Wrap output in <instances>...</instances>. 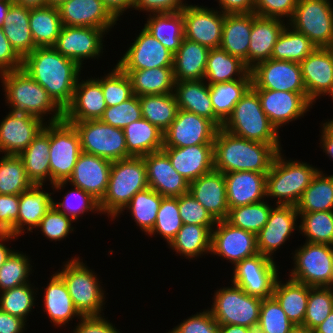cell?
I'll use <instances>...</instances> for the list:
<instances>
[{
    "label": "cell",
    "mask_w": 333,
    "mask_h": 333,
    "mask_svg": "<svg viewBox=\"0 0 333 333\" xmlns=\"http://www.w3.org/2000/svg\"><path fill=\"white\" fill-rule=\"evenodd\" d=\"M19 195L0 194V233L18 237Z\"/></svg>",
    "instance_id": "cell-66"
},
{
    "label": "cell",
    "mask_w": 333,
    "mask_h": 333,
    "mask_svg": "<svg viewBox=\"0 0 333 333\" xmlns=\"http://www.w3.org/2000/svg\"><path fill=\"white\" fill-rule=\"evenodd\" d=\"M313 331L314 333H333V310Z\"/></svg>",
    "instance_id": "cell-76"
},
{
    "label": "cell",
    "mask_w": 333,
    "mask_h": 333,
    "mask_svg": "<svg viewBox=\"0 0 333 333\" xmlns=\"http://www.w3.org/2000/svg\"><path fill=\"white\" fill-rule=\"evenodd\" d=\"M14 3L28 9L42 8L46 6V0H13Z\"/></svg>",
    "instance_id": "cell-77"
},
{
    "label": "cell",
    "mask_w": 333,
    "mask_h": 333,
    "mask_svg": "<svg viewBox=\"0 0 333 333\" xmlns=\"http://www.w3.org/2000/svg\"><path fill=\"white\" fill-rule=\"evenodd\" d=\"M299 214L333 211V174L319 171L296 204Z\"/></svg>",
    "instance_id": "cell-46"
},
{
    "label": "cell",
    "mask_w": 333,
    "mask_h": 333,
    "mask_svg": "<svg viewBox=\"0 0 333 333\" xmlns=\"http://www.w3.org/2000/svg\"><path fill=\"white\" fill-rule=\"evenodd\" d=\"M253 90L258 94L261 108L277 131L280 130L281 126L303 117L314 105L308 99L307 93L266 89Z\"/></svg>",
    "instance_id": "cell-19"
},
{
    "label": "cell",
    "mask_w": 333,
    "mask_h": 333,
    "mask_svg": "<svg viewBox=\"0 0 333 333\" xmlns=\"http://www.w3.org/2000/svg\"><path fill=\"white\" fill-rule=\"evenodd\" d=\"M238 79H251L250 69L245 62L221 48L210 49L204 80H207L209 85H214Z\"/></svg>",
    "instance_id": "cell-38"
},
{
    "label": "cell",
    "mask_w": 333,
    "mask_h": 333,
    "mask_svg": "<svg viewBox=\"0 0 333 333\" xmlns=\"http://www.w3.org/2000/svg\"><path fill=\"white\" fill-rule=\"evenodd\" d=\"M299 232L306 242L333 246V211L299 214Z\"/></svg>",
    "instance_id": "cell-53"
},
{
    "label": "cell",
    "mask_w": 333,
    "mask_h": 333,
    "mask_svg": "<svg viewBox=\"0 0 333 333\" xmlns=\"http://www.w3.org/2000/svg\"><path fill=\"white\" fill-rule=\"evenodd\" d=\"M333 310V289L331 287H311L307 303L304 327L314 330Z\"/></svg>",
    "instance_id": "cell-57"
},
{
    "label": "cell",
    "mask_w": 333,
    "mask_h": 333,
    "mask_svg": "<svg viewBox=\"0 0 333 333\" xmlns=\"http://www.w3.org/2000/svg\"><path fill=\"white\" fill-rule=\"evenodd\" d=\"M81 153L80 136L64 119L50 123V185L67 181Z\"/></svg>",
    "instance_id": "cell-12"
},
{
    "label": "cell",
    "mask_w": 333,
    "mask_h": 333,
    "mask_svg": "<svg viewBox=\"0 0 333 333\" xmlns=\"http://www.w3.org/2000/svg\"><path fill=\"white\" fill-rule=\"evenodd\" d=\"M332 4L331 0H298L288 25L307 36L316 47L333 48Z\"/></svg>",
    "instance_id": "cell-10"
},
{
    "label": "cell",
    "mask_w": 333,
    "mask_h": 333,
    "mask_svg": "<svg viewBox=\"0 0 333 333\" xmlns=\"http://www.w3.org/2000/svg\"><path fill=\"white\" fill-rule=\"evenodd\" d=\"M254 329L239 325H219V333H253Z\"/></svg>",
    "instance_id": "cell-75"
},
{
    "label": "cell",
    "mask_w": 333,
    "mask_h": 333,
    "mask_svg": "<svg viewBox=\"0 0 333 333\" xmlns=\"http://www.w3.org/2000/svg\"><path fill=\"white\" fill-rule=\"evenodd\" d=\"M273 206L263 200L258 203L230 208L226 221L232 226L257 235L266 225Z\"/></svg>",
    "instance_id": "cell-52"
},
{
    "label": "cell",
    "mask_w": 333,
    "mask_h": 333,
    "mask_svg": "<svg viewBox=\"0 0 333 333\" xmlns=\"http://www.w3.org/2000/svg\"><path fill=\"white\" fill-rule=\"evenodd\" d=\"M172 167L189 183L214 169L213 144L163 147Z\"/></svg>",
    "instance_id": "cell-29"
},
{
    "label": "cell",
    "mask_w": 333,
    "mask_h": 333,
    "mask_svg": "<svg viewBox=\"0 0 333 333\" xmlns=\"http://www.w3.org/2000/svg\"><path fill=\"white\" fill-rule=\"evenodd\" d=\"M183 222L178 208V197H163L156 222L148 236L159 234L167 244L177 235Z\"/></svg>",
    "instance_id": "cell-56"
},
{
    "label": "cell",
    "mask_w": 333,
    "mask_h": 333,
    "mask_svg": "<svg viewBox=\"0 0 333 333\" xmlns=\"http://www.w3.org/2000/svg\"><path fill=\"white\" fill-rule=\"evenodd\" d=\"M298 218L296 206L272 207L266 225L256 235L258 253L273 259L274 252L289 240L296 228L299 230Z\"/></svg>",
    "instance_id": "cell-23"
},
{
    "label": "cell",
    "mask_w": 333,
    "mask_h": 333,
    "mask_svg": "<svg viewBox=\"0 0 333 333\" xmlns=\"http://www.w3.org/2000/svg\"><path fill=\"white\" fill-rule=\"evenodd\" d=\"M34 287V288H33ZM35 286L30 283L0 292V310L22 318L27 316L35 306Z\"/></svg>",
    "instance_id": "cell-54"
},
{
    "label": "cell",
    "mask_w": 333,
    "mask_h": 333,
    "mask_svg": "<svg viewBox=\"0 0 333 333\" xmlns=\"http://www.w3.org/2000/svg\"><path fill=\"white\" fill-rule=\"evenodd\" d=\"M214 227L183 224L168 246L186 259L199 258V256L211 252L212 229Z\"/></svg>",
    "instance_id": "cell-43"
},
{
    "label": "cell",
    "mask_w": 333,
    "mask_h": 333,
    "mask_svg": "<svg viewBox=\"0 0 333 333\" xmlns=\"http://www.w3.org/2000/svg\"><path fill=\"white\" fill-rule=\"evenodd\" d=\"M144 28L173 54L184 38L183 15L181 12L149 14Z\"/></svg>",
    "instance_id": "cell-44"
},
{
    "label": "cell",
    "mask_w": 333,
    "mask_h": 333,
    "mask_svg": "<svg viewBox=\"0 0 333 333\" xmlns=\"http://www.w3.org/2000/svg\"><path fill=\"white\" fill-rule=\"evenodd\" d=\"M128 153L142 157L162 150L163 133L158 127L141 118L123 128Z\"/></svg>",
    "instance_id": "cell-42"
},
{
    "label": "cell",
    "mask_w": 333,
    "mask_h": 333,
    "mask_svg": "<svg viewBox=\"0 0 333 333\" xmlns=\"http://www.w3.org/2000/svg\"><path fill=\"white\" fill-rule=\"evenodd\" d=\"M183 0H135L134 10L146 11L151 14L181 12L186 2Z\"/></svg>",
    "instance_id": "cell-67"
},
{
    "label": "cell",
    "mask_w": 333,
    "mask_h": 333,
    "mask_svg": "<svg viewBox=\"0 0 333 333\" xmlns=\"http://www.w3.org/2000/svg\"><path fill=\"white\" fill-rule=\"evenodd\" d=\"M72 257L56 273L63 279L76 310L81 316L102 315L105 292L94 271L86 263Z\"/></svg>",
    "instance_id": "cell-7"
},
{
    "label": "cell",
    "mask_w": 333,
    "mask_h": 333,
    "mask_svg": "<svg viewBox=\"0 0 333 333\" xmlns=\"http://www.w3.org/2000/svg\"><path fill=\"white\" fill-rule=\"evenodd\" d=\"M222 128L247 140L265 144H281L279 131L269 121L261 108L258 94L251 87L236 103Z\"/></svg>",
    "instance_id": "cell-6"
},
{
    "label": "cell",
    "mask_w": 333,
    "mask_h": 333,
    "mask_svg": "<svg viewBox=\"0 0 333 333\" xmlns=\"http://www.w3.org/2000/svg\"><path fill=\"white\" fill-rule=\"evenodd\" d=\"M102 315L82 316L73 333H120L117 327ZM114 325V326H113Z\"/></svg>",
    "instance_id": "cell-68"
},
{
    "label": "cell",
    "mask_w": 333,
    "mask_h": 333,
    "mask_svg": "<svg viewBox=\"0 0 333 333\" xmlns=\"http://www.w3.org/2000/svg\"><path fill=\"white\" fill-rule=\"evenodd\" d=\"M79 77L75 86L73 99L64 110V120L67 122H82L100 119L107 108L101 83L96 78L81 80Z\"/></svg>",
    "instance_id": "cell-27"
},
{
    "label": "cell",
    "mask_w": 333,
    "mask_h": 333,
    "mask_svg": "<svg viewBox=\"0 0 333 333\" xmlns=\"http://www.w3.org/2000/svg\"><path fill=\"white\" fill-rule=\"evenodd\" d=\"M32 185L18 155H4L0 158V194L20 195Z\"/></svg>",
    "instance_id": "cell-51"
},
{
    "label": "cell",
    "mask_w": 333,
    "mask_h": 333,
    "mask_svg": "<svg viewBox=\"0 0 333 333\" xmlns=\"http://www.w3.org/2000/svg\"><path fill=\"white\" fill-rule=\"evenodd\" d=\"M298 0H255L254 13L266 18H287L288 23L293 17Z\"/></svg>",
    "instance_id": "cell-64"
},
{
    "label": "cell",
    "mask_w": 333,
    "mask_h": 333,
    "mask_svg": "<svg viewBox=\"0 0 333 333\" xmlns=\"http://www.w3.org/2000/svg\"><path fill=\"white\" fill-rule=\"evenodd\" d=\"M218 127L209 119L178 109L170 127L163 133V147L213 144Z\"/></svg>",
    "instance_id": "cell-17"
},
{
    "label": "cell",
    "mask_w": 333,
    "mask_h": 333,
    "mask_svg": "<svg viewBox=\"0 0 333 333\" xmlns=\"http://www.w3.org/2000/svg\"><path fill=\"white\" fill-rule=\"evenodd\" d=\"M210 253L235 265L258 254L256 235L232 226L226 220L217 221L212 229Z\"/></svg>",
    "instance_id": "cell-20"
},
{
    "label": "cell",
    "mask_w": 333,
    "mask_h": 333,
    "mask_svg": "<svg viewBox=\"0 0 333 333\" xmlns=\"http://www.w3.org/2000/svg\"><path fill=\"white\" fill-rule=\"evenodd\" d=\"M252 32V13L224 14L219 48L238 57L248 67V50Z\"/></svg>",
    "instance_id": "cell-34"
},
{
    "label": "cell",
    "mask_w": 333,
    "mask_h": 333,
    "mask_svg": "<svg viewBox=\"0 0 333 333\" xmlns=\"http://www.w3.org/2000/svg\"><path fill=\"white\" fill-rule=\"evenodd\" d=\"M251 88L307 93L300 63L268 59L250 69Z\"/></svg>",
    "instance_id": "cell-14"
},
{
    "label": "cell",
    "mask_w": 333,
    "mask_h": 333,
    "mask_svg": "<svg viewBox=\"0 0 333 333\" xmlns=\"http://www.w3.org/2000/svg\"><path fill=\"white\" fill-rule=\"evenodd\" d=\"M131 81L133 95H158L174 91L173 67L121 69Z\"/></svg>",
    "instance_id": "cell-39"
},
{
    "label": "cell",
    "mask_w": 333,
    "mask_h": 333,
    "mask_svg": "<svg viewBox=\"0 0 333 333\" xmlns=\"http://www.w3.org/2000/svg\"><path fill=\"white\" fill-rule=\"evenodd\" d=\"M117 62L120 69L173 67L174 54L144 27Z\"/></svg>",
    "instance_id": "cell-22"
},
{
    "label": "cell",
    "mask_w": 333,
    "mask_h": 333,
    "mask_svg": "<svg viewBox=\"0 0 333 333\" xmlns=\"http://www.w3.org/2000/svg\"><path fill=\"white\" fill-rule=\"evenodd\" d=\"M43 290H45L43 311L48 314L53 325L62 327L74 317L78 319L82 317L76 310L63 279L56 272Z\"/></svg>",
    "instance_id": "cell-36"
},
{
    "label": "cell",
    "mask_w": 333,
    "mask_h": 333,
    "mask_svg": "<svg viewBox=\"0 0 333 333\" xmlns=\"http://www.w3.org/2000/svg\"><path fill=\"white\" fill-rule=\"evenodd\" d=\"M26 321L0 310V333H24Z\"/></svg>",
    "instance_id": "cell-71"
},
{
    "label": "cell",
    "mask_w": 333,
    "mask_h": 333,
    "mask_svg": "<svg viewBox=\"0 0 333 333\" xmlns=\"http://www.w3.org/2000/svg\"><path fill=\"white\" fill-rule=\"evenodd\" d=\"M307 97L314 104L328 95L333 83V48L317 47L300 62Z\"/></svg>",
    "instance_id": "cell-25"
},
{
    "label": "cell",
    "mask_w": 333,
    "mask_h": 333,
    "mask_svg": "<svg viewBox=\"0 0 333 333\" xmlns=\"http://www.w3.org/2000/svg\"><path fill=\"white\" fill-rule=\"evenodd\" d=\"M67 0H46V6L51 7H59L62 3L66 2Z\"/></svg>",
    "instance_id": "cell-80"
},
{
    "label": "cell",
    "mask_w": 333,
    "mask_h": 333,
    "mask_svg": "<svg viewBox=\"0 0 333 333\" xmlns=\"http://www.w3.org/2000/svg\"><path fill=\"white\" fill-rule=\"evenodd\" d=\"M223 14L254 13L255 0H217Z\"/></svg>",
    "instance_id": "cell-70"
},
{
    "label": "cell",
    "mask_w": 333,
    "mask_h": 333,
    "mask_svg": "<svg viewBox=\"0 0 333 333\" xmlns=\"http://www.w3.org/2000/svg\"><path fill=\"white\" fill-rule=\"evenodd\" d=\"M96 78L102 87L107 107L118 105L133 96L131 81L117 65L103 77Z\"/></svg>",
    "instance_id": "cell-58"
},
{
    "label": "cell",
    "mask_w": 333,
    "mask_h": 333,
    "mask_svg": "<svg viewBox=\"0 0 333 333\" xmlns=\"http://www.w3.org/2000/svg\"><path fill=\"white\" fill-rule=\"evenodd\" d=\"M72 188V190L66 193L62 202L53 201V205L59 211L71 217L74 221L79 220L78 217L88 211L101 214L97 200L78 187L72 186Z\"/></svg>",
    "instance_id": "cell-60"
},
{
    "label": "cell",
    "mask_w": 333,
    "mask_h": 333,
    "mask_svg": "<svg viewBox=\"0 0 333 333\" xmlns=\"http://www.w3.org/2000/svg\"><path fill=\"white\" fill-rule=\"evenodd\" d=\"M289 333H314V331L302 325H295Z\"/></svg>",
    "instance_id": "cell-79"
},
{
    "label": "cell",
    "mask_w": 333,
    "mask_h": 333,
    "mask_svg": "<svg viewBox=\"0 0 333 333\" xmlns=\"http://www.w3.org/2000/svg\"><path fill=\"white\" fill-rule=\"evenodd\" d=\"M104 6L109 10V12L119 20V17L123 15V13L127 9L134 8L135 0H101Z\"/></svg>",
    "instance_id": "cell-73"
},
{
    "label": "cell",
    "mask_w": 333,
    "mask_h": 333,
    "mask_svg": "<svg viewBox=\"0 0 333 333\" xmlns=\"http://www.w3.org/2000/svg\"><path fill=\"white\" fill-rule=\"evenodd\" d=\"M285 21L277 18H266L252 13V32L248 50V68L271 59L277 39L285 26Z\"/></svg>",
    "instance_id": "cell-31"
},
{
    "label": "cell",
    "mask_w": 333,
    "mask_h": 333,
    "mask_svg": "<svg viewBox=\"0 0 333 333\" xmlns=\"http://www.w3.org/2000/svg\"><path fill=\"white\" fill-rule=\"evenodd\" d=\"M281 144H265L235 136L218 128L214 142V169L222 173H268Z\"/></svg>",
    "instance_id": "cell-2"
},
{
    "label": "cell",
    "mask_w": 333,
    "mask_h": 333,
    "mask_svg": "<svg viewBox=\"0 0 333 333\" xmlns=\"http://www.w3.org/2000/svg\"><path fill=\"white\" fill-rule=\"evenodd\" d=\"M316 48L307 36L287 24L274 45L271 59L300 63Z\"/></svg>",
    "instance_id": "cell-48"
},
{
    "label": "cell",
    "mask_w": 333,
    "mask_h": 333,
    "mask_svg": "<svg viewBox=\"0 0 333 333\" xmlns=\"http://www.w3.org/2000/svg\"><path fill=\"white\" fill-rule=\"evenodd\" d=\"M29 27L36 47H53L63 27L58 8L30 9Z\"/></svg>",
    "instance_id": "cell-45"
},
{
    "label": "cell",
    "mask_w": 333,
    "mask_h": 333,
    "mask_svg": "<svg viewBox=\"0 0 333 333\" xmlns=\"http://www.w3.org/2000/svg\"><path fill=\"white\" fill-rule=\"evenodd\" d=\"M162 198L163 196L148 187L137 192L122 211L129 210L137 226L148 235L156 222Z\"/></svg>",
    "instance_id": "cell-50"
},
{
    "label": "cell",
    "mask_w": 333,
    "mask_h": 333,
    "mask_svg": "<svg viewBox=\"0 0 333 333\" xmlns=\"http://www.w3.org/2000/svg\"><path fill=\"white\" fill-rule=\"evenodd\" d=\"M319 171L307 162L287 160L279 151L266 174V197L274 198L275 205L296 206Z\"/></svg>",
    "instance_id": "cell-5"
},
{
    "label": "cell",
    "mask_w": 333,
    "mask_h": 333,
    "mask_svg": "<svg viewBox=\"0 0 333 333\" xmlns=\"http://www.w3.org/2000/svg\"><path fill=\"white\" fill-rule=\"evenodd\" d=\"M142 118L139 97L133 95L127 101L118 105L107 107L100 120L116 128H125L132 122Z\"/></svg>",
    "instance_id": "cell-61"
},
{
    "label": "cell",
    "mask_w": 333,
    "mask_h": 333,
    "mask_svg": "<svg viewBox=\"0 0 333 333\" xmlns=\"http://www.w3.org/2000/svg\"><path fill=\"white\" fill-rule=\"evenodd\" d=\"M209 51L208 47L183 38L173 57L174 80H204Z\"/></svg>",
    "instance_id": "cell-35"
},
{
    "label": "cell",
    "mask_w": 333,
    "mask_h": 333,
    "mask_svg": "<svg viewBox=\"0 0 333 333\" xmlns=\"http://www.w3.org/2000/svg\"><path fill=\"white\" fill-rule=\"evenodd\" d=\"M42 186L32 185L19 195L18 237L26 233L25 230L33 232L34 228L37 229L44 215L53 206L52 193L45 192Z\"/></svg>",
    "instance_id": "cell-37"
},
{
    "label": "cell",
    "mask_w": 333,
    "mask_h": 333,
    "mask_svg": "<svg viewBox=\"0 0 333 333\" xmlns=\"http://www.w3.org/2000/svg\"><path fill=\"white\" fill-rule=\"evenodd\" d=\"M58 11L63 26L93 27L109 32L118 21L101 0H67Z\"/></svg>",
    "instance_id": "cell-26"
},
{
    "label": "cell",
    "mask_w": 333,
    "mask_h": 333,
    "mask_svg": "<svg viewBox=\"0 0 333 333\" xmlns=\"http://www.w3.org/2000/svg\"><path fill=\"white\" fill-rule=\"evenodd\" d=\"M182 15L184 38L209 49L219 48L224 24L221 11L186 3Z\"/></svg>",
    "instance_id": "cell-18"
},
{
    "label": "cell",
    "mask_w": 333,
    "mask_h": 333,
    "mask_svg": "<svg viewBox=\"0 0 333 333\" xmlns=\"http://www.w3.org/2000/svg\"><path fill=\"white\" fill-rule=\"evenodd\" d=\"M189 193L216 220H226L229 208L224 173L213 169L190 182Z\"/></svg>",
    "instance_id": "cell-28"
},
{
    "label": "cell",
    "mask_w": 333,
    "mask_h": 333,
    "mask_svg": "<svg viewBox=\"0 0 333 333\" xmlns=\"http://www.w3.org/2000/svg\"><path fill=\"white\" fill-rule=\"evenodd\" d=\"M23 59L16 53L0 28V74L22 69Z\"/></svg>",
    "instance_id": "cell-69"
},
{
    "label": "cell",
    "mask_w": 333,
    "mask_h": 333,
    "mask_svg": "<svg viewBox=\"0 0 333 333\" xmlns=\"http://www.w3.org/2000/svg\"><path fill=\"white\" fill-rule=\"evenodd\" d=\"M107 33L93 27L63 26L53 47L82 68L84 60L98 59L103 54L102 41Z\"/></svg>",
    "instance_id": "cell-16"
},
{
    "label": "cell",
    "mask_w": 333,
    "mask_h": 333,
    "mask_svg": "<svg viewBox=\"0 0 333 333\" xmlns=\"http://www.w3.org/2000/svg\"><path fill=\"white\" fill-rule=\"evenodd\" d=\"M147 172V182L163 197H179L189 192L190 183L172 167L168 155L159 150L142 156Z\"/></svg>",
    "instance_id": "cell-24"
},
{
    "label": "cell",
    "mask_w": 333,
    "mask_h": 333,
    "mask_svg": "<svg viewBox=\"0 0 333 333\" xmlns=\"http://www.w3.org/2000/svg\"><path fill=\"white\" fill-rule=\"evenodd\" d=\"M142 118L165 132L174 121L178 104L173 93L139 96Z\"/></svg>",
    "instance_id": "cell-47"
},
{
    "label": "cell",
    "mask_w": 333,
    "mask_h": 333,
    "mask_svg": "<svg viewBox=\"0 0 333 333\" xmlns=\"http://www.w3.org/2000/svg\"><path fill=\"white\" fill-rule=\"evenodd\" d=\"M13 0L0 1V28L3 27L4 19L10 9Z\"/></svg>",
    "instance_id": "cell-78"
},
{
    "label": "cell",
    "mask_w": 333,
    "mask_h": 333,
    "mask_svg": "<svg viewBox=\"0 0 333 333\" xmlns=\"http://www.w3.org/2000/svg\"><path fill=\"white\" fill-rule=\"evenodd\" d=\"M278 279L279 277L274 285L273 297L293 324L303 325L311 286L290 278L286 280V283Z\"/></svg>",
    "instance_id": "cell-41"
},
{
    "label": "cell",
    "mask_w": 333,
    "mask_h": 333,
    "mask_svg": "<svg viewBox=\"0 0 333 333\" xmlns=\"http://www.w3.org/2000/svg\"><path fill=\"white\" fill-rule=\"evenodd\" d=\"M173 94L178 109L205 117L222 128L223 123L215 116L209 84L205 80L175 81Z\"/></svg>",
    "instance_id": "cell-32"
},
{
    "label": "cell",
    "mask_w": 333,
    "mask_h": 333,
    "mask_svg": "<svg viewBox=\"0 0 333 333\" xmlns=\"http://www.w3.org/2000/svg\"><path fill=\"white\" fill-rule=\"evenodd\" d=\"M71 222L75 221L53 205L44 215L37 229L40 228V231L49 240L61 241L73 231L74 227Z\"/></svg>",
    "instance_id": "cell-62"
},
{
    "label": "cell",
    "mask_w": 333,
    "mask_h": 333,
    "mask_svg": "<svg viewBox=\"0 0 333 333\" xmlns=\"http://www.w3.org/2000/svg\"><path fill=\"white\" fill-rule=\"evenodd\" d=\"M216 290L208 308L218 325H239L256 330L262 299L245 293L235 284Z\"/></svg>",
    "instance_id": "cell-8"
},
{
    "label": "cell",
    "mask_w": 333,
    "mask_h": 333,
    "mask_svg": "<svg viewBox=\"0 0 333 333\" xmlns=\"http://www.w3.org/2000/svg\"><path fill=\"white\" fill-rule=\"evenodd\" d=\"M146 165L142 157H129L113 161L107 190L99 208L102 214L118 218L132 197L148 188Z\"/></svg>",
    "instance_id": "cell-4"
},
{
    "label": "cell",
    "mask_w": 333,
    "mask_h": 333,
    "mask_svg": "<svg viewBox=\"0 0 333 333\" xmlns=\"http://www.w3.org/2000/svg\"><path fill=\"white\" fill-rule=\"evenodd\" d=\"M30 262L26 254L14 250L0 267V292L29 283Z\"/></svg>",
    "instance_id": "cell-55"
},
{
    "label": "cell",
    "mask_w": 333,
    "mask_h": 333,
    "mask_svg": "<svg viewBox=\"0 0 333 333\" xmlns=\"http://www.w3.org/2000/svg\"><path fill=\"white\" fill-rule=\"evenodd\" d=\"M231 282L242 290L261 299L273 297V289L279 277L278 266L260 253L237 262L233 267Z\"/></svg>",
    "instance_id": "cell-13"
},
{
    "label": "cell",
    "mask_w": 333,
    "mask_h": 333,
    "mask_svg": "<svg viewBox=\"0 0 333 333\" xmlns=\"http://www.w3.org/2000/svg\"><path fill=\"white\" fill-rule=\"evenodd\" d=\"M295 326L274 297L262 299L257 331L260 333H289Z\"/></svg>",
    "instance_id": "cell-59"
},
{
    "label": "cell",
    "mask_w": 333,
    "mask_h": 333,
    "mask_svg": "<svg viewBox=\"0 0 333 333\" xmlns=\"http://www.w3.org/2000/svg\"><path fill=\"white\" fill-rule=\"evenodd\" d=\"M43 122L31 114L9 111L0 123V152L19 155L44 128Z\"/></svg>",
    "instance_id": "cell-21"
},
{
    "label": "cell",
    "mask_w": 333,
    "mask_h": 333,
    "mask_svg": "<svg viewBox=\"0 0 333 333\" xmlns=\"http://www.w3.org/2000/svg\"><path fill=\"white\" fill-rule=\"evenodd\" d=\"M18 237L12 235L11 233H0V267L4 264L6 259L14 251L6 246L4 241L14 240Z\"/></svg>",
    "instance_id": "cell-74"
},
{
    "label": "cell",
    "mask_w": 333,
    "mask_h": 333,
    "mask_svg": "<svg viewBox=\"0 0 333 333\" xmlns=\"http://www.w3.org/2000/svg\"><path fill=\"white\" fill-rule=\"evenodd\" d=\"M50 123L33 139L18 156L23 162L26 175L33 185H45L50 181ZM44 183V184H43Z\"/></svg>",
    "instance_id": "cell-33"
},
{
    "label": "cell",
    "mask_w": 333,
    "mask_h": 333,
    "mask_svg": "<svg viewBox=\"0 0 333 333\" xmlns=\"http://www.w3.org/2000/svg\"><path fill=\"white\" fill-rule=\"evenodd\" d=\"M22 68L64 111L71 103L81 67L54 47H36L23 59Z\"/></svg>",
    "instance_id": "cell-1"
},
{
    "label": "cell",
    "mask_w": 333,
    "mask_h": 333,
    "mask_svg": "<svg viewBox=\"0 0 333 333\" xmlns=\"http://www.w3.org/2000/svg\"><path fill=\"white\" fill-rule=\"evenodd\" d=\"M289 278L311 287H328L333 274V246L306 242L295 250Z\"/></svg>",
    "instance_id": "cell-11"
},
{
    "label": "cell",
    "mask_w": 333,
    "mask_h": 333,
    "mask_svg": "<svg viewBox=\"0 0 333 333\" xmlns=\"http://www.w3.org/2000/svg\"><path fill=\"white\" fill-rule=\"evenodd\" d=\"M0 78L10 111L31 114L45 123L48 114L52 116L47 123L63 120L64 111L23 68L1 73Z\"/></svg>",
    "instance_id": "cell-3"
},
{
    "label": "cell",
    "mask_w": 333,
    "mask_h": 333,
    "mask_svg": "<svg viewBox=\"0 0 333 333\" xmlns=\"http://www.w3.org/2000/svg\"><path fill=\"white\" fill-rule=\"evenodd\" d=\"M69 123L79 133L81 152L111 162L132 157L127 151L123 129L103 123L100 119Z\"/></svg>",
    "instance_id": "cell-9"
},
{
    "label": "cell",
    "mask_w": 333,
    "mask_h": 333,
    "mask_svg": "<svg viewBox=\"0 0 333 333\" xmlns=\"http://www.w3.org/2000/svg\"><path fill=\"white\" fill-rule=\"evenodd\" d=\"M112 162L99 156L81 152L67 181L53 184L57 191L66 185L78 187L100 202L107 190Z\"/></svg>",
    "instance_id": "cell-15"
},
{
    "label": "cell",
    "mask_w": 333,
    "mask_h": 333,
    "mask_svg": "<svg viewBox=\"0 0 333 333\" xmlns=\"http://www.w3.org/2000/svg\"><path fill=\"white\" fill-rule=\"evenodd\" d=\"M322 131L320 132L322 135L320 136V146L323 148V152L329 158L333 160V119L326 121L325 123L321 124Z\"/></svg>",
    "instance_id": "cell-72"
},
{
    "label": "cell",
    "mask_w": 333,
    "mask_h": 333,
    "mask_svg": "<svg viewBox=\"0 0 333 333\" xmlns=\"http://www.w3.org/2000/svg\"><path fill=\"white\" fill-rule=\"evenodd\" d=\"M167 333H219V325L206 309L185 319Z\"/></svg>",
    "instance_id": "cell-65"
},
{
    "label": "cell",
    "mask_w": 333,
    "mask_h": 333,
    "mask_svg": "<svg viewBox=\"0 0 333 333\" xmlns=\"http://www.w3.org/2000/svg\"><path fill=\"white\" fill-rule=\"evenodd\" d=\"M178 208L183 224L215 226L217 223L189 192L178 197Z\"/></svg>",
    "instance_id": "cell-63"
},
{
    "label": "cell",
    "mask_w": 333,
    "mask_h": 333,
    "mask_svg": "<svg viewBox=\"0 0 333 333\" xmlns=\"http://www.w3.org/2000/svg\"><path fill=\"white\" fill-rule=\"evenodd\" d=\"M266 174L252 171L225 173L228 208L250 205L265 200Z\"/></svg>",
    "instance_id": "cell-30"
},
{
    "label": "cell",
    "mask_w": 333,
    "mask_h": 333,
    "mask_svg": "<svg viewBox=\"0 0 333 333\" xmlns=\"http://www.w3.org/2000/svg\"><path fill=\"white\" fill-rule=\"evenodd\" d=\"M251 87V79H238L231 82L209 85L210 97L215 116L224 123L236 103Z\"/></svg>",
    "instance_id": "cell-49"
},
{
    "label": "cell",
    "mask_w": 333,
    "mask_h": 333,
    "mask_svg": "<svg viewBox=\"0 0 333 333\" xmlns=\"http://www.w3.org/2000/svg\"><path fill=\"white\" fill-rule=\"evenodd\" d=\"M30 9L12 3L3 23V33L16 53L24 59L35 48L29 27Z\"/></svg>",
    "instance_id": "cell-40"
}]
</instances>
